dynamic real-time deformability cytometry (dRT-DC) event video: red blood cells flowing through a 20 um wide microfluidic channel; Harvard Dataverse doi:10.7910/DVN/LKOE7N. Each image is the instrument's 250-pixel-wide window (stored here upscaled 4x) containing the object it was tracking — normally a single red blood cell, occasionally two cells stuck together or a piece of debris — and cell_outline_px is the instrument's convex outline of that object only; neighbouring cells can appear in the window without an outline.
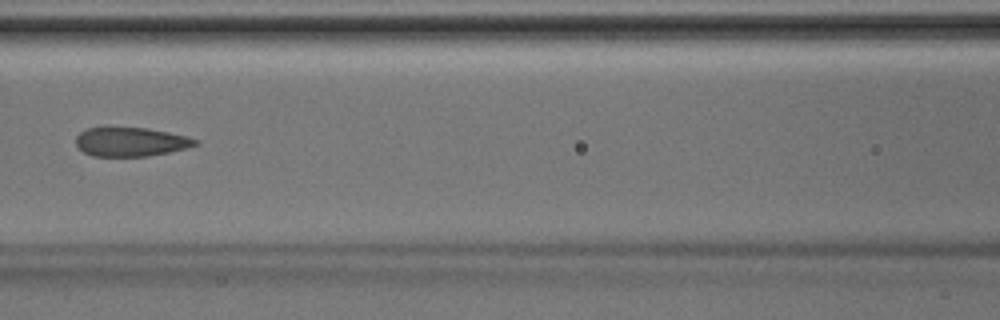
{"species": "Egyptian fruit bat (a non-hibernating species)", "species_latin": "Rousettus aegyptiacus", "temperature_condition": "room temperature", "stored_images_in_passage": 17, "camera_frame_rate_fps": 3000, "um_per_image_px": 0.085, "animal": {"sex": "male"}, "frame": {"image": 1, "passage_image": 6, "time_ms": 1.667, "image_size_px": [1000, 320], "cell_outline_px": [[200, 144], [168, 152], [148, 156], [92, 156], [84, 152], [76, 144], [76, 136], [80, 132], [88, 128], [148, 128], [188, 136], [196, 140]], "centroid_in_image_um": [11.11, 12.06], "position_along_channel_um": 155.5, "area_um2": 19.94}}
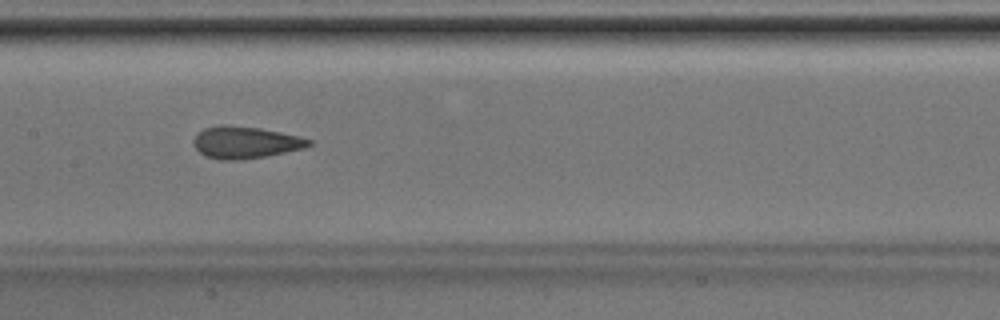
{"frame": {"image": 2, "passage_image": 8, "time_ms": 2.333, "image_size_px": [1000, 320], "cell_outline_px": [[312, 144], [304, 148], [264, 156], [236, 160], [220, 160], [208, 156], [200, 152], [192, 144], [192, 140], [204, 128], [220, 124], [224, 124], [260, 128], [300, 136], [312, 140]], "centroid_in_image_um": [20.85, 12.09], "position_along_channel_um": 186.6, "area_um2": 21.33}}